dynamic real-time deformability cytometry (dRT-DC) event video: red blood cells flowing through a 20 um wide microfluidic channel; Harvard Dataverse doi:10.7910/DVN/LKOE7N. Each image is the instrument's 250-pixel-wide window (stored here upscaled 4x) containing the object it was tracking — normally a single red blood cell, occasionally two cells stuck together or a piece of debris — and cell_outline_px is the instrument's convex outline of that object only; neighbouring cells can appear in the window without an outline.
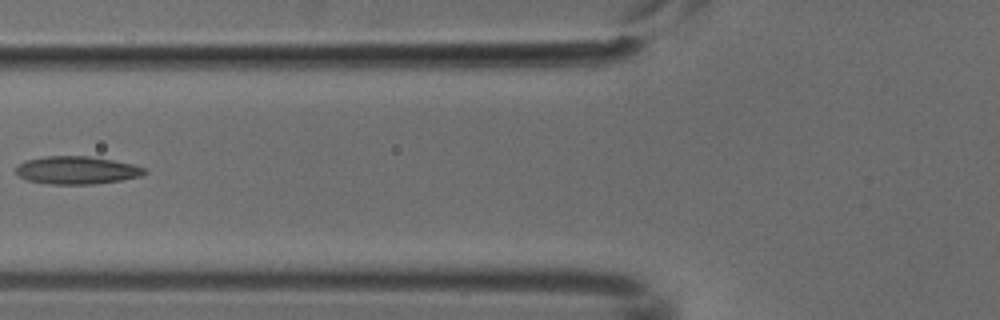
{"species": "common noctule bat (a hibernating species)", "species_latin": "Nyctalus noctula", "temperature_condition": "cold", "stored_images_in_passage": 6, "camera_frame_rate_fps": 3000, "um_per_image_px": 0.085, "animal": {"sex": "male", "body_mass_g": 18.8}, "frame": {"image": 1, "passage_image": 5, "time_ms": 1.333, "image_size_px": [1000, 320], "cell_outline_px": [[148, 172], [140, 176], [120, 180], [92, 184], [52, 184], [28, 180], [20, 176], [16, 172], [16, 168], [24, 160], [44, 156], [88, 156], [112, 160], [132, 164], [144, 168]], "centroid_in_image_um": [6.52, 14.46], "position_along_channel_um": 119.3, "area_um2": 20.63}}
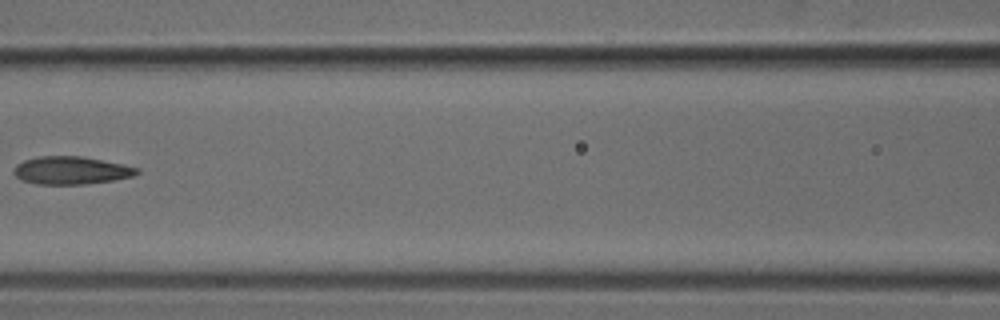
{"frame": {"image": 2, "passage_image": 6, "time_ms": 1.667, "image_size_px": [1000, 320], "cell_outline_px": [[140, 172], [132, 176], [116, 180], [84, 184], [36, 184], [20, 180], [12, 172], [16, 164], [24, 160], [40, 156], [80, 156], [124, 164], [140, 168]], "centroid_in_image_um": [6.04, 14.48], "position_along_channel_um": 160.6, "area_um2": 20.11}}